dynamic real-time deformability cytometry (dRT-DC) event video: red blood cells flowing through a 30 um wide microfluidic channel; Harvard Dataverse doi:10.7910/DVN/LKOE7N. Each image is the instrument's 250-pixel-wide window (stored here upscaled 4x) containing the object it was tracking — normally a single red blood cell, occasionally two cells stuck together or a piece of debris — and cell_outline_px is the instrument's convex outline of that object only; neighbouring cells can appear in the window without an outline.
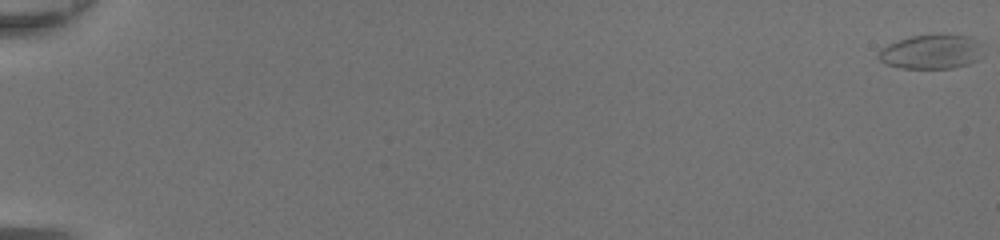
{"species": "common noctule bat (a hibernating species)", "species_latin": "Nyctalus noctula", "temperature_condition": "room temperature", "stored_images_in_passage": 51, "camera_frame_rate_fps": 3000, "um_per_image_px": 0.085, "animal": {"sex": "female", "body_mass_g": 20.0, "forearm_length_mm": 54.0}, "frame": {"image": 1, "passage_image": 1, "time_ms": 0.0, "image_size_px": [1000, 240], "cell_outline_px": [[984, 44], [980, 60], [968, 64], [952, 68], [900, 68], [884, 64], [876, 56], [888, 44], [912, 36], [972, 36]], "centroid_in_image_um": [79.23, 4.43], "position_along_channel_um": 5.8, "area_um2": 20.81}}
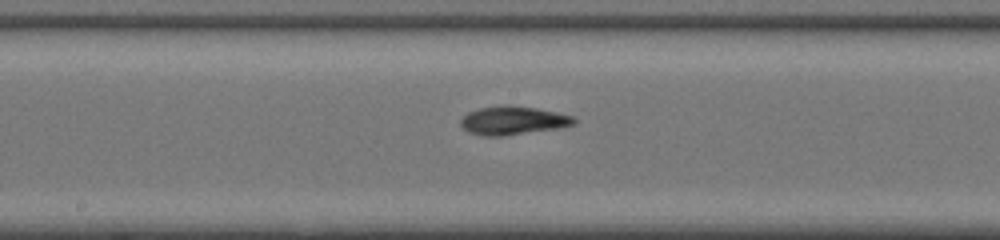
{"frame": {"image": 2, "passage_image": 30, "time_ms": 9.667, "image_size_px": [1000, 240], "cell_outline_px": [[576, 124], [560, 128], [504, 136], [484, 136], [468, 132], [460, 124], [460, 120], [468, 112], [480, 108], [504, 104], [508, 104], [536, 108], [576, 116]], "centroid_in_image_um": [43.64, 10.24], "position_along_channel_um": 204.6, "area_um2": 19.07}}
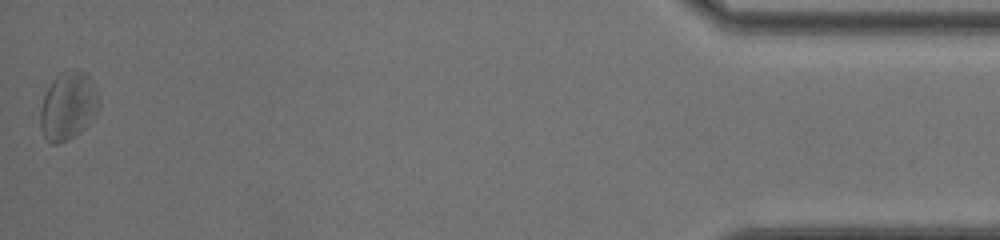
{"frame": {"image": 3, "passage_image": 51, "time_ms": 16.667, "image_size_px": [1000, 240], "cell_outline_px": [[100, 104], [96, 112], [88, 124], [80, 132], [56, 144], [52, 144], [44, 136], [40, 128], [40, 108], [44, 96], [52, 80], [60, 72], [72, 68], [76, 68], [84, 72], [92, 80], [100, 100]], "centroid_in_image_um": [5.78, 8.96], "position_along_channel_um": 429.4, "area_um2": 23.24}, "authors_computed_cell_mechanics": {"area_um2": 19.8254, "velocity_mm_per_s": 4.3482, "shape_relaxation_time_tau1_ms": 2.3715, "shape_relaxation_time_tau2_ms": 3.9226, "deformation_change_tau1": 0.0953, "deformation_change_tau2": 0.1494}}